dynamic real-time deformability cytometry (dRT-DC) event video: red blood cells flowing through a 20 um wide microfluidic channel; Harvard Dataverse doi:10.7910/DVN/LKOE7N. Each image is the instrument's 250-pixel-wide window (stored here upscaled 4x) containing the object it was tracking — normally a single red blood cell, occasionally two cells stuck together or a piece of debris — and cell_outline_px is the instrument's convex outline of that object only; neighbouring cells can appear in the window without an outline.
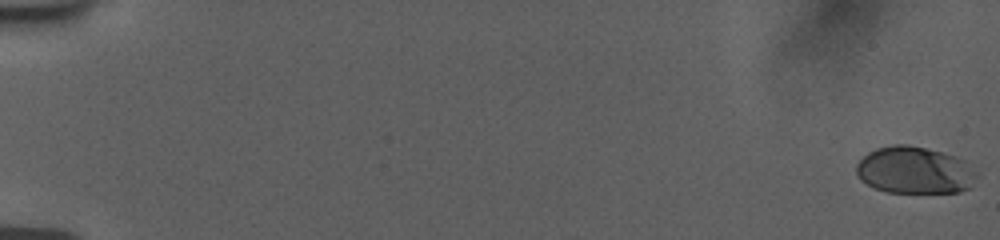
{"species": "human", "species_latin": "Homo sapiens", "temperature_condition": "room temperature", "stored_images_in_passage": 47, "camera_frame_rate_fps": 3000, "um_per_image_px": 0.085, "donor": {"sex": "female"}, "frame": {"image": 1, "passage_image": 1, "time_ms": 0.0, "image_size_px": [1000, 240], "cell_outline_px": [[980, 176], [972, 188], [960, 192], [888, 192], [872, 188], [860, 180], [856, 172], [856, 164], [868, 152], [876, 148], [892, 144], [908, 144], [956, 156], [964, 160], [980, 172]], "centroid_in_image_um": [77.79, 14.48], "position_along_channel_um": 7.2, "area_um2": 33.64}}
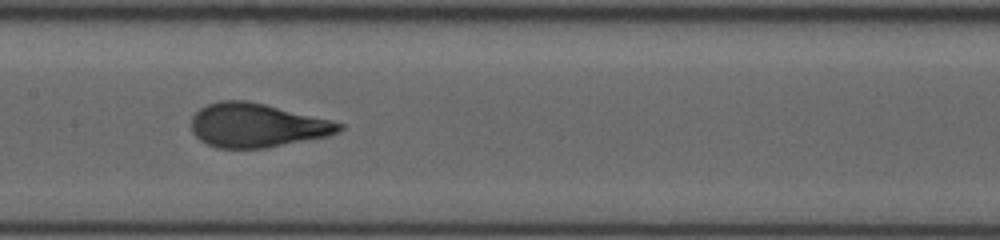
{"frame": {"image": 2, "passage_image": 28, "time_ms": 10.0, "image_size_px": [1000, 240], "cell_outline_px": [[344, 128], [328, 136], [264, 148], [220, 148], [208, 144], [200, 140], [192, 132], [192, 116], [200, 108], [208, 104], [220, 100], [244, 100], [264, 104], [332, 120], [344, 124]], "centroid_in_image_um": [21.83, 10.65], "position_along_channel_um": 185.6, "area_um2": 37.57}}
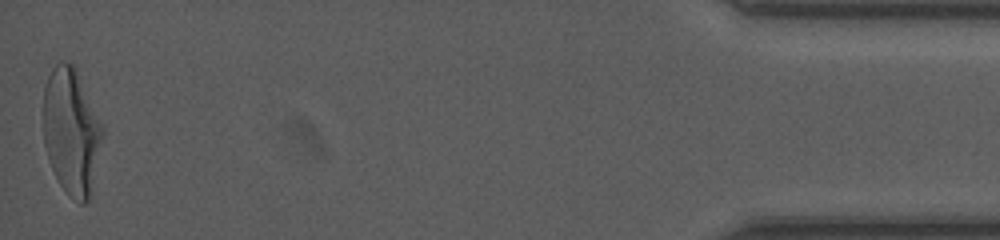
{"frame": {"image": 3, "passage_image": 47, "time_ms": 18.667, "image_size_px": [1000, 240], "cell_outline_px": [[104, 132], [88, 200], [84, 204], [80, 204], [60, 184], [52, 168], [44, 144], [44, 88], [48, 76], [52, 68], [60, 60], [68, 60], [72, 64], [104, 128]], "centroid_in_image_um": [6.05, 11.14], "position_along_channel_um": 429.1, "area_um2": 42.54}, "authors_computed_cell_mechanics": {"area_um2": 37.4544, "velocity_mm_per_s": 3.7639, "shape_relaxation_time_tau1_ms": 5.3045, "shape_relaxation_time_tau2_ms": null, "deformation_change_tau1": 0.2298, "deformation_change_tau2": null}}